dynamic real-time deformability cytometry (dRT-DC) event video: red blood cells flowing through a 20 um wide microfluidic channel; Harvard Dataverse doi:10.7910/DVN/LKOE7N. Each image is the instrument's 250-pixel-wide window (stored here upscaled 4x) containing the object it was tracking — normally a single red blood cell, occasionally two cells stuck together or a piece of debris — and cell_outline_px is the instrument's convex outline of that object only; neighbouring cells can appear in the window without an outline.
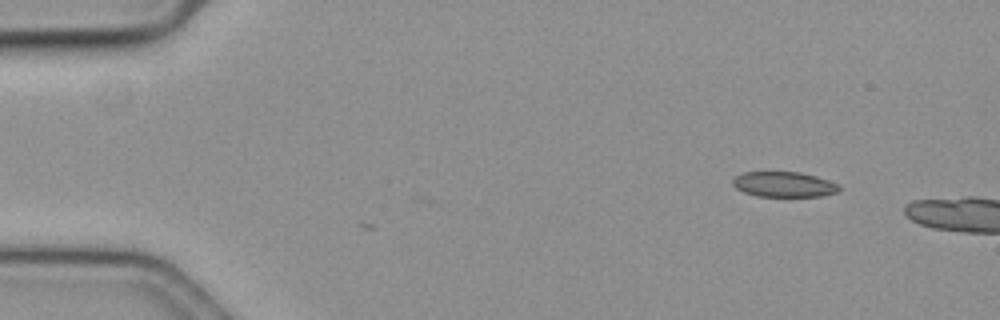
{"species": "common noctule bat (a hibernating species)", "species_latin": "Nyctalus noctula", "temperature_condition": "cold", "stored_images_in_passage": 6, "camera_frame_rate_fps": 3000, "um_per_image_px": 0.085, "animal": {"sex": "female", "body_mass_g": 19.3, "forearm_length_mm": 54.1}, "frame": {"image": 1, "passage_image": 1, "time_ms": 0.0, "image_size_px": [1000, 320], "cell_outline_px": [[840, 192], [820, 196], [756, 196], [744, 192], [736, 188], [732, 184], [732, 180], [736, 176], [744, 172], [800, 172], [816, 176], [840, 184]], "centroid_in_image_um": [66.66, 15.67], "position_along_channel_um": 18.3, "area_um2": 15.72}}